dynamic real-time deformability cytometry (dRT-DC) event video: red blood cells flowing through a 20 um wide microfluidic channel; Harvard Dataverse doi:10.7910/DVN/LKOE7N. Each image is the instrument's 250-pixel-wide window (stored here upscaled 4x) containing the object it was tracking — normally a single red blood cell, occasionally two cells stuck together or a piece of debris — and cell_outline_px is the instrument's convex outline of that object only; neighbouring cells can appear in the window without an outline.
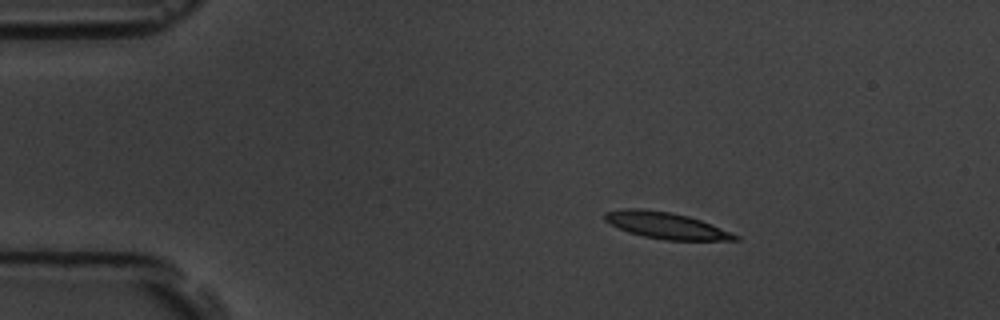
{"species": "common noctule bat (a hibernating species)", "species_latin": "Nyctalus noctula", "temperature_condition": "room temperature", "stored_images_in_passage": 3, "camera_frame_rate_fps": 3000, "um_per_image_px": 0.085, "animal": {"sex": "male", "body_mass_g": 19.5, "forearm_length_mm": 54.6}, "frame": {"image": 1, "passage_image": 1, "time_ms": 0.0, "image_size_px": [1000, 320], "cell_outline_px": [[740, 240], [664, 240], [644, 236], [628, 232], [604, 220], [604, 212], [624, 208], [644, 208], [672, 212], [688, 216], [712, 224], [740, 236]], "centroid_in_image_um": [56.61, 19.15], "position_along_channel_um": 28.4, "area_um2": 20.11}}